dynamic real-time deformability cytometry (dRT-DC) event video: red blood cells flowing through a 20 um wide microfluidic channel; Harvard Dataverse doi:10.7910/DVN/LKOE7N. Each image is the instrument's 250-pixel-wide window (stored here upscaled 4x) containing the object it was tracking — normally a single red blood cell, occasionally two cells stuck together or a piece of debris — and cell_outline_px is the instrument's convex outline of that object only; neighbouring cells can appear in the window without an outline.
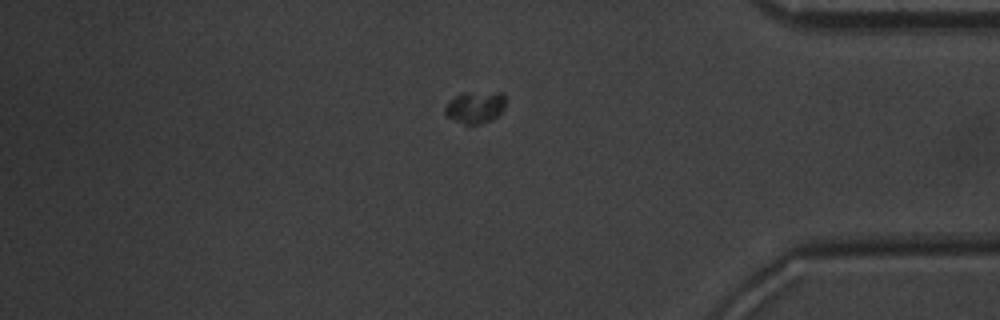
{"species": "common noctule bat (a hibernating species)", "species_latin": "Nyctalus noctula", "temperature_condition": "warm", "stored_images_in_passage": 45, "camera_frame_rate_fps": 3000, "um_per_image_px": 0.085, "animal": {"sex": "male", "body_mass_g": 20.1, "forearm_length_mm": 53.5}, "frame": {"image": 1, "passage_image": 39, "time_ms": 12.667, "image_size_px": [1000, 320], "cell_outline_px": [[508, 100], [504, 108], [492, 120], [480, 124], [464, 124], [444, 116], [444, 108], [456, 96], [464, 92], [504, 92]], "centroid_in_image_um": [40.44, 9.1], "position_along_channel_um": 394.8, "area_um2": 11.5}}